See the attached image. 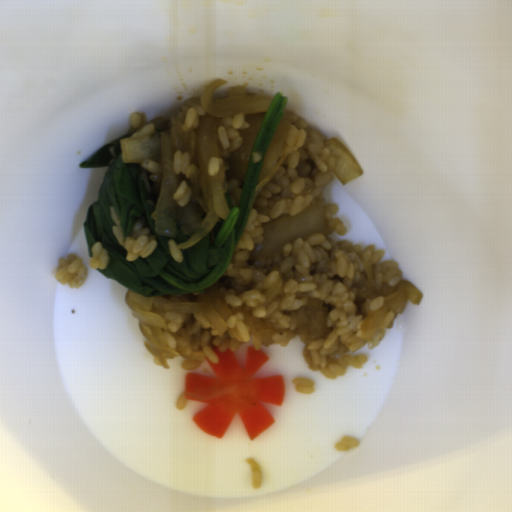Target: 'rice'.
Returning a JSON list of instances; mask_svg holds the SVG:
<instances>
[{
    "label": "rice",
    "mask_w": 512,
    "mask_h": 512,
    "mask_svg": "<svg viewBox=\"0 0 512 512\" xmlns=\"http://www.w3.org/2000/svg\"><path fill=\"white\" fill-rule=\"evenodd\" d=\"M174 173L184 174L188 178L195 171V165L191 164L190 155L179 150L175 152L173 157Z\"/></svg>",
    "instance_id": "9"
},
{
    "label": "rice",
    "mask_w": 512,
    "mask_h": 512,
    "mask_svg": "<svg viewBox=\"0 0 512 512\" xmlns=\"http://www.w3.org/2000/svg\"><path fill=\"white\" fill-rule=\"evenodd\" d=\"M92 256L88 261L89 266L94 269L105 270L108 267L110 257L103 248V244L99 241L91 247Z\"/></svg>",
    "instance_id": "8"
},
{
    "label": "rice",
    "mask_w": 512,
    "mask_h": 512,
    "mask_svg": "<svg viewBox=\"0 0 512 512\" xmlns=\"http://www.w3.org/2000/svg\"><path fill=\"white\" fill-rule=\"evenodd\" d=\"M243 186V180H237L232 177L225 179L222 183L221 187L224 199L229 210L234 208L239 203Z\"/></svg>",
    "instance_id": "7"
},
{
    "label": "rice",
    "mask_w": 512,
    "mask_h": 512,
    "mask_svg": "<svg viewBox=\"0 0 512 512\" xmlns=\"http://www.w3.org/2000/svg\"><path fill=\"white\" fill-rule=\"evenodd\" d=\"M88 273L83 258L72 253L58 260L54 276L61 285L69 284L71 288L78 289L85 284Z\"/></svg>",
    "instance_id": "6"
},
{
    "label": "rice",
    "mask_w": 512,
    "mask_h": 512,
    "mask_svg": "<svg viewBox=\"0 0 512 512\" xmlns=\"http://www.w3.org/2000/svg\"><path fill=\"white\" fill-rule=\"evenodd\" d=\"M248 127L250 125L249 122L245 121V112L223 118L222 126L217 129L222 145V155L221 157L210 158L207 167L209 176H214L221 168L227 170L230 168V157L243 142L239 131Z\"/></svg>",
    "instance_id": "5"
},
{
    "label": "rice",
    "mask_w": 512,
    "mask_h": 512,
    "mask_svg": "<svg viewBox=\"0 0 512 512\" xmlns=\"http://www.w3.org/2000/svg\"><path fill=\"white\" fill-rule=\"evenodd\" d=\"M110 218L114 221L111 227L118 244L126 251V259L135 261L137 258H147L158 247L149 226L140 218L132 227L128 237L124 238L122 224L114 206H110Z\"/></svg>",
    "instance_id": "4"
},
{
    "label": "rice",
    "mask_w": 512,
    "mask_h": 512,
    "mask_svg": "<svg viewBox=\"0 0 512 512\" xmlns=\"http://www.w3.org/2000/svg\"><path fill=\"white\" fill-rule=\"evenodd\" d=\"M282 119L290 124L287 157L255 196L230 263L217 281L233 277L254 282L245 292L227 294L225 301L251 306L261 319L279 310L297 311L313 298L330 303L329 333L304 344L301 353L310 370L337 379L348 367L362 368L368 355L352 354L362 346L376 347L394 322L396 314L391 311L371 339L362 338L361 324L398 289L403 274L395 260L383 261L386 250H377L376 245L362 249L360 244L334 241L332 233L342 237L347 230L336 216L339 206L332 203L323 205L328 235L298 238L271 260H248L263 240V222L296 216L324 203L323 190L336 177L335 159L325 148L328 140L294 111L284 109Z\"/></svg>",
    "instance_id": "1"
},
{
    "label": "rice",
    "mask_w": 512,
    "mask_h": 512,
    "mask_svg": "<svg viewBox=\"0 0 512 512\" xmlns=\"http://www.w3.org/2000/svg\"><path fill=\"white\" fill-rule=\"evenodd\" d=\"M165 317L168 320L164 332L166 345L176 356L184 357L181 365L184 370H196L207 359L218 363L213 348L222 352L231 349L235 353L241 345L250 342L253 335L245 324V317L238 314L224 319L226 330L220 336L199 313L181 315L171 312Z\"/></svg>",
    "instance_id": "2"
},
{
    "label": "rice",
    "mask_w": 512,
    "mask_h": 512,
    "mask_svg": "<svg viewBox=\"0 0 512 512\" xmlns=\"http://www.w3.org/2000/svg\"><path fill=\"white\" fill-rule=\"evenodd\" d=\"M191 196V189L187 182H182L180 186L173 193V200L178 203L181 207L189 202Z\"/></svg>",
    "instance_id": "10"
},
{
    "label": "rice",
    "mask_w": 512,
    "mask_h": 512,
    "mask_svg": "<svg viewBox=\"0 0 512 512\" xmlns=\"http://www.w3.org/2000/svg\"><path fill=\"white\" fill-rule=\"evenodd\" d=\"M205 113L201 104V97L196 96L182 102L179 114L169 119L157 117L152 121H148L141 112H134L130 116L126 135H130L131 138H138L154 132H170L171 120L181 121L183 128L194 132L199 126L200 117L204 116Z\"/></svg>",
    "instance_id": "3"
}]
</instances>
